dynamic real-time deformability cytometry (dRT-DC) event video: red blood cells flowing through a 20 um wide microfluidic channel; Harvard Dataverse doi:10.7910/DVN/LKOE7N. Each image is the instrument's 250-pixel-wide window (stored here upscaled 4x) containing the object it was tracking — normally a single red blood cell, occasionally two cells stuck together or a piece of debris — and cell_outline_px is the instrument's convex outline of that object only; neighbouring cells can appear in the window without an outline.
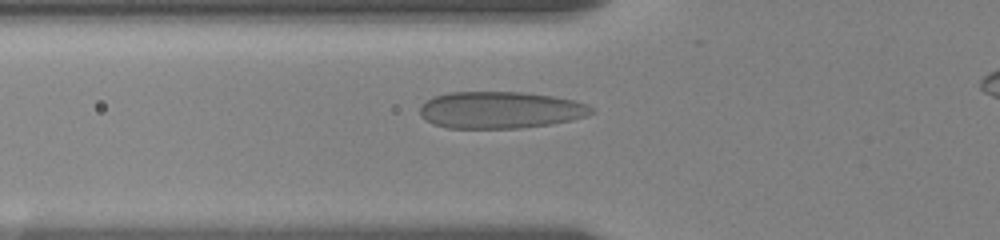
{"species": "human", "species_latin": "Homo sapiens", "temperature_condition": "room temperature", "stored_images_in_passage": 24, "camera_frame_rate_fps": 3000, "um_per_image_px": 0.085, "donor": {"sex": "female"}, "frame": {"image": 1, "passage_image": 12, "time_ms": 4.667, "image_size_px": [1000, 240], "cell_outline_px": [[596, 112], [584, 116], [568, 120], [548, 124], [520, 128], [448, 128], [432, 124], [424, 120], [420, 116], [420, 108], [432, 96], [448, 92], [520, 92], [552, 96], [572, 100], [584, 104], [592, 108]], "centroid_in_image_um": [42.46, 9.35], "position_along_channel_um": 83.3, "area_um2": 36.65}}
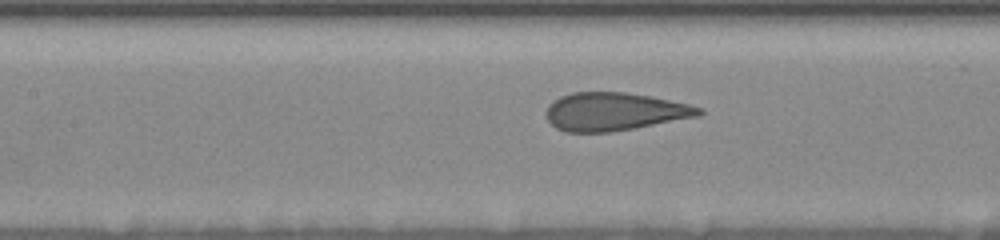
{"frame": {"image": 2, "passage_image": 17, "time_ms": 6.667, "image_size_px": [1000, 240], "cell_outline_px": [[704, 112], [700, 116], [632, 128], [608, 132], [564, 132], [556, 128], [548, 120], [544, 112], [548, 104], [552, 100], [560, 96], [572, 92], [624, 92], [652, 96], [688, 104], [700, 108]], "centroid_in_image_um": [52.17, 9.48], "position_along_channel_um": 155.2, "area_um2": 33.93}}
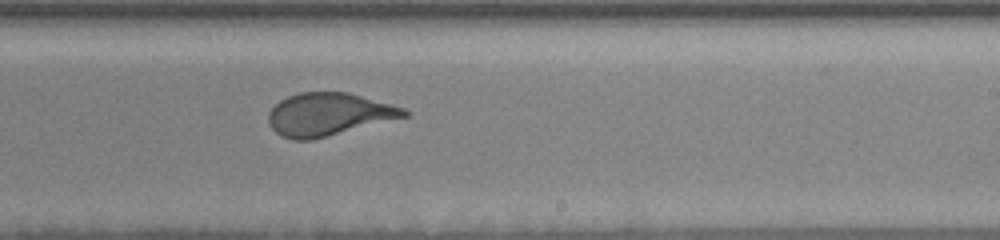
{"frame": {"image": 3, "passage_image": 24, "time_ms": 9.667, "image_size_px": [1000, 240], "cell_outline_px": [[408, 116], [312, 140], [292, 140], [280, 136], [268, 124], [268, 112], [280, 100], [288, 96], [300, 92], [348, 92], [404, 108], [408, 112]], "centroid_in_image_um": [27.89, 9.72], "position_along_channel_um": 261.1, "area_um2": 33.7}}